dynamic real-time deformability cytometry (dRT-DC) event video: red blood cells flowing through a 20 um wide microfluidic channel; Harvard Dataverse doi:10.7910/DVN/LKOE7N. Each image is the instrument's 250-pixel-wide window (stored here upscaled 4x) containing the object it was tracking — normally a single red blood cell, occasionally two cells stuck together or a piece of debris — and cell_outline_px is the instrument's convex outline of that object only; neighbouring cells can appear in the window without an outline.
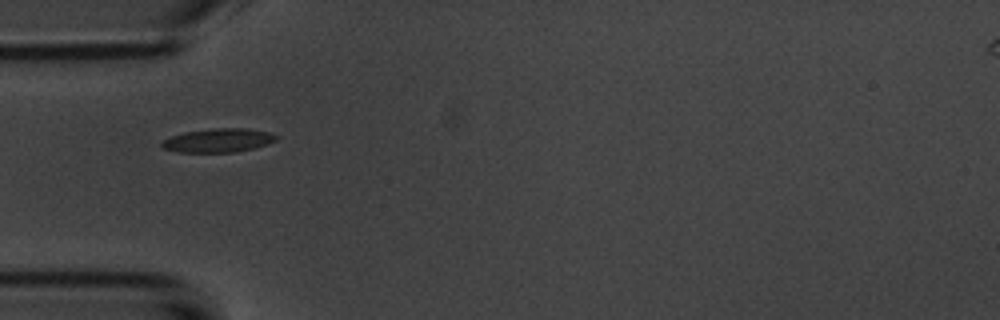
{"species": "common noctule bat (a hibernating species)", "species_latin": "Nyctalus noctula", "temperature_condition": "room temperature", "stored_images_in_passage": 38, "camera_frame_rate_fps": 3000, "um_per_image_px": 0.085, "animal": {"sex": "male", "body_mass_g": 20.1, "forearm_length_mm": 53.5}, "frame": {"image": 1, "passage_image": 1, "time_ms": 0.0, "image_size_px": [1000, 320], "cell_outline_px": [[280, 136], [276, 140], [268, 144], [236, 152], [176, 152], [160, 148], [160, 140], [184, 132], [212, 128], [248, 128], [268, 132]], "centroid_in_image_um": [18.51, 11.93], "position_along_channel_um": 66.5, "area_um2": 16.07}}
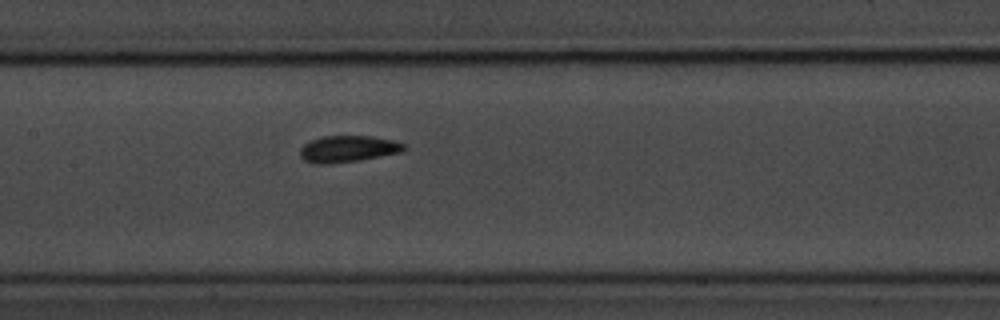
{"frame": {"image": 2, "passage_image": 10, "time_ms": 3.0, "image_size_px": [1000, 320], "cell_outline_px": [[408, 148], [404, 152], [360, 160], [324, 164], [316, 164], [304, 160], [300, 156], [300, 148], [304, 144], [312, 140], [324, 136], [372, 136], [392, 140], [404, 144]], "centroid_in_image_um": [29.61, 12.66], "position_along_channel_um": 177.8, "area_um2": 16.13}}
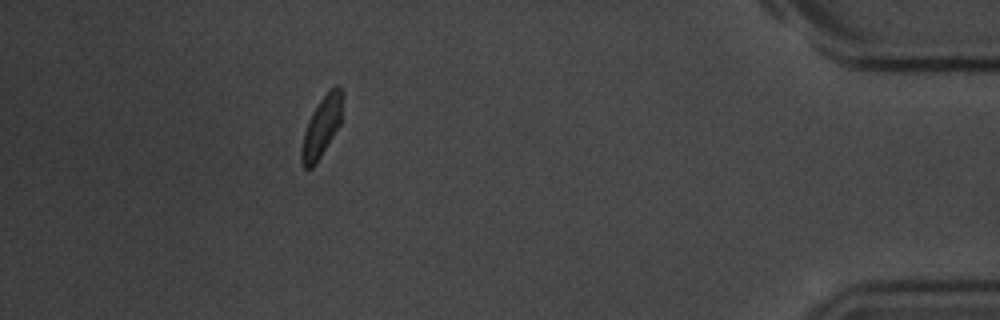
{"frame": {"image": 3, "passage_image": 33, "time_ms": 10.667, "image_size_px": [1000, 320], "cell_outline_px": [[344, 96], [340, 124], [316, 164], [312, 168], [304, 168], [300, 160], [300, 152], [304, 132], [308, 120], [312, 112], [320, 100], [336, 84], [340, 84]], "centroid_in_image_um": [27.35, 10.76], "position_along_channel_um": 407.9, "area_um2": 14.51}, "authors_computed_cell_mechanics": {"area_um2": 15.2592, "velocity_mm_per_s": 3.7001, "shape_relaxation_time_tau1_ms": 3.3152, "shape_relaxation_time_tau2_ms": 3.0215, "deformation_change_tau1": 0.1267, "deformation_change_tau2": 0.0669}}